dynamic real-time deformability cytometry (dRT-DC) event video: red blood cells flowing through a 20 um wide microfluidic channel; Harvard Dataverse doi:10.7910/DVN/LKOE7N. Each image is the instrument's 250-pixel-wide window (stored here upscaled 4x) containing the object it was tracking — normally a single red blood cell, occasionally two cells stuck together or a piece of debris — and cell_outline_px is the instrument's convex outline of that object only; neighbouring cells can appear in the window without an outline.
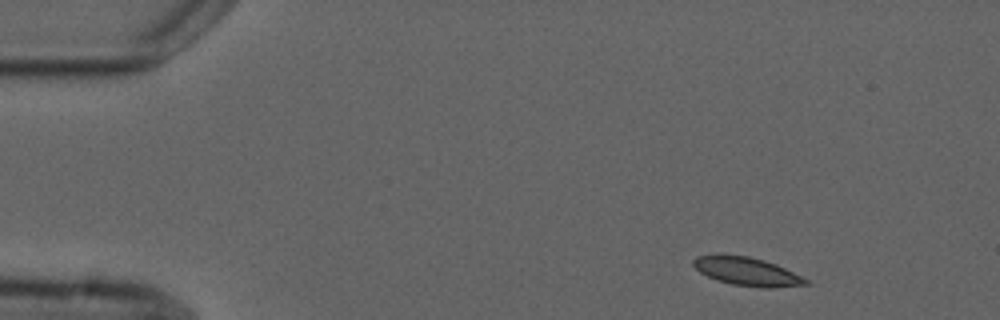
{"species": "common noctule bat (a hibernating species)", "species_latin": "Nyctalus noctula", "temperature_condition": "cold", "stored_images_in_passage": 3, "camera_frame_rate_fps": 3000, "um_per_image_px": 0.085, "animal": {"sex": "male", "forearm_length_mm": 52.5}, "frame": {"image": 1, "passage_image": 1, "time_ms": 0.0, "image_size_px": [1000, 320], "cell_outline_px": [[812, 284], [772, 288], [760, 288], [732, 284], [716, 280], [700, 272], [692, 264], [692, 260], [696, 256], [748, 256], [764, 260], [776, 264], [808, 280]], "centroid_in_image_um": [63.53, 23.1], "position_along_channel_um": 21.5, "area_um2": 18.26}}
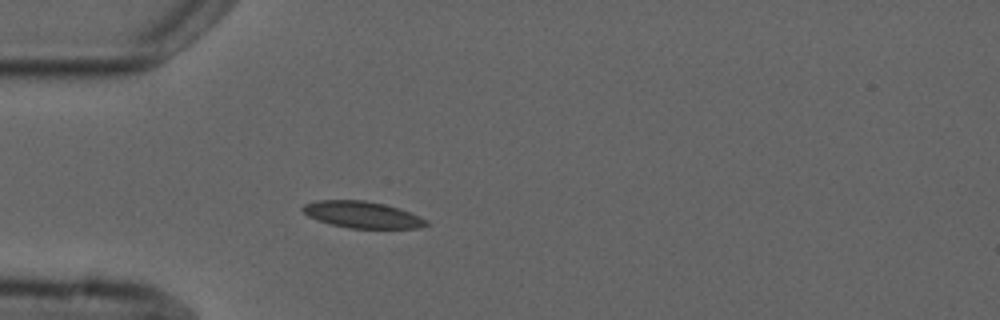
{"frame": {"image": 2, "passage_image": 3, "time_ms": 3.0, "image_size_px": [1000, 320], "cell_outline_px": [[432, 224], [420, 228], [348, 228], [316, 220], [308, 216], [300, 208], [304, 204], [316, 200], [364, 200], [384, 204], [400, 208], [428, 220]], "centroid_in_image_um": [30.81, 18.25], "position_along_channel_um": 54.2, "area_um2": 19.31}}